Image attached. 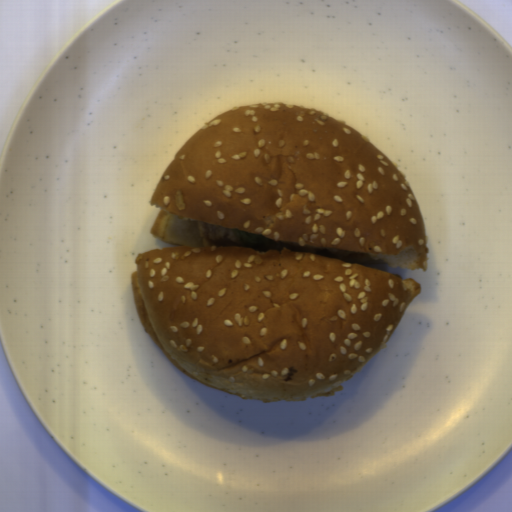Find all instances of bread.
I'll return each mask as SVG.
<instances>
[{"instance_id":"bread-1","label":"bread","mask_w":512,"mask_h":512,"mask_svg":"<svg viewBox=\"0 0 512 512\" xmlns=\"http://www.w3.org/2000/svg\"><path fill=\"white\" fill-rule=\"evenodd\" d=\"M137 254L143 325L186 375L261 402L339 388L391 337L416 279L298 250L204 246L199 221L305 247L428 268L426 229L403 174L329 113L277 102L216 115L175 154Z\"/></svg>"}]
</instances>
